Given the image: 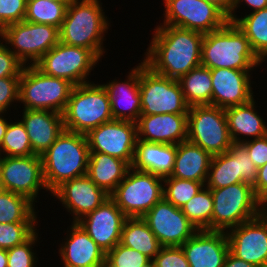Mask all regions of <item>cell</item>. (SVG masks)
Returning a JSON list of instances; mask_svg holds the SVG:
<instances>
[{
	"instance_id": "cell-19",
	"label": "cell",
	"mask_w": 267,
	"mask_h": 267,
	"mask_svg": "<svg viewBox=\"0 0 267 267\" xmlns=\"http://www.w3.org/2000/svg\"><path fill=\"white\" fill-rule=\"evenodd\" d=\"M51 196L59 199L63 207L72 213L73 222L81 220L110 197L87 175L63 182Z\"/></svg>"
},
{
	"instance_id": "cell-7",
	"label": "cell",
	"mask_w": 267,
	"mask_h": 267,
	"mask_svg": "<svg viewBox=\"0 0 267 267\" xmlns=\"http://www.w3.org/2000/svg\"><path fill=\"white\" fill-rule=\"evenodd\" d=\"M110 198L127 217H143L163 198V178L130 167Z\"/></svg>"
},
{
	"instance_id": "cell-40",
	"label": "cell",
	"mask_w": 267,
	"mask_h": 267,
	"mask_svg": "<svg viewBox=\"0 0 267 267\" xmlns=\"http://www.w3.org/2000/svg\"><path fill=\"white\" fill-rule=\"evenodd\" d=\"M150 260L139 251L120 243L106 254V261L113 267H140Z\"/></svg>"
},
{
	"instance_id": "cell-58",
	"label": "cell",
	"mask_w": 267,
	"mask_h": 267,
	"mask_svg": "<svg viewBox=\"0 0 267 267\" xmlns=\"http://www.w3.org/2000/svg\"><path fill=\"white\" fill-rule=\"evenodd\" d=\"M53 1H71V0H53Z\"/></svg>"
},
{
	"instance_id": "cell-13",
	"label": "cell",
	"mask_w": 267,
	"mask_h": 267,
	"mask_svg": "<svg viewBox=\"0 0 267 267\" xmlns=\"http://www.w3.org/2000/svg\"><path fill=\"white\" fill-rule=\"evenodd\" d=\"M163 25L197 31L203 34L220 29L228 17L214 4L204 0H164Z\"/></svg>"
},
{
	"instance_id": "cell-9",
	"label": "cell",
	"mask_w": 267,
	"mask_h": 267,
	"mask_svg": "<svg viewBox=\"0 0 267 267\" xmlns=\"http://www.w3.org/2000/svg\"><path fill=\"white\" fill-rule=\"evenodd\" d=\"M187 140L200 146L211 156L228 151L233 144L224 109L192 106L187 114Z\"/></svg>"
},
{
	"instance_id": "cell-34",
	"label": "cell",
	"mask_w": 267,
	"mask_h": 267,
	"mask_svg": "<svg viewBox=\"0 0 267 267\" xmlns=\"http://www.w3.org/2000/svg\"><path fill=\"white\" fill-rule=\"evenodd\" d=\"M237 183H241L238 160L229 151L212 156L205 185L209 189H217Z\"/></svg>"
},
{
	"instance_id": "cell-24",
	"label": "cell",
	"mask_w": 267,
	"mask_h": 267,
	"mask_svg": "<svg viewBox=\"0 0 267 267\" xmlns=\"http://www.w3.org/2000/svg\"><path fill=\"white\" fill-rule=\"evenodd\" d=\"M139 73L140 63L132 68L124 82L115 79L102 84L110 99L114 120L138 121L141 115Z\"/></svg>"
},
{
	"instance_id": "cell-56",
	"label": "cell",
	"mask_w": 267,
	"mask_h": 267,
	"mask_svg": "<svg viewBox=\"0 0 267 267\" xmlns=\"http://www.w3.org/2000/svg\"><path fill=\"white\" fill-rule=\"evenodd\" d=\"M100 267H113L107 261H105Z\"/></svg>"
},
{
	"instance_id": "cell-16",
	"label": "cell",
	"mask_w": 267,
	"mask_h": 267,
	"mask_svg": "<svg viewBox=\"0 0 267 267\" xmlns=\"http://www.w3.org/2000/svg\"><path fill=\"white\" fill-rule=\"evenodd\" d=\"M160 244L164 246H182L198 230L183 214L162 198L143 217Z\"/></svg>"
},
{
	"instance_id": "cell-44",
	"label": "cell",
	"mask_w": 267,
	"mask_h": 267,
	"mask_svg": "<svg viewBox=\"0 0 267 267\" xmlns=\"http://www.w3.org/2000/svg\"><path fill=\"white\" fill-rule=\"evenodd\" d=\"M156 267H190L181 246H164L153 259Z\"/></svg>"
},
{
	"instance_id": "cell-2",
	"label": "cell",
	"mask_w": 267,
	"mask_h": 267,
	"mask_svg": "<svg viewBox=\"0 0 267 267\" xmlns=\"http://www.w3.org/2000/svg\"><path fill=\"white\" fill-rule=\"evenodd\" d=\"M89 153L86 134L64 130L41 156L48 191L52 193L63 182L87 175Z\"/></svg>"
},
{
	"instance_id": "cell-32",
	"label": "cell",
	"mask_w": 267,
	"mask_h": 267,
	"mask_svg": "<svg viewBox=\"0 0 267 267\" xmlns=\"http://www.w3.org/2000/svg\"><path fill=\"white\" fill-rule=\"evenodd\" d=\"M27 197L7 190H0V223H36L37 215Z\"/></svg>"
},
{
	"instance_id": "cell-20",
	"label": "cell",
	"mask_w": 267,
	"mask_h": 267,
	"mask_svg": "<svg viewBox=\"0 0 267 267\" xmlns=\"http://www.w3.org/2000/svg\"><path fill=\"white\" fill-rule=\"evenodd\" d=\"M252 70L228 68L211 69L212 98L211 105L222 109L245 104L253 99L251 87Z\"/></svg>"
},
{
	"instance_id": "cell-50",
	"label": "cell",
	"mask_w": 267,
	"mask_h": 267,
	"mask_svg": "<svg viewBox=\"0 0 267 267\" xmlns=\"http://www.w3.org/2000/svg\"><path fill=\"white\" fill-rule=\"evenodd\" d=\"M223 267H255L253 264L238 259L231 252L228 253Z\"/></svg>"
},
{
	"instance_id": "cell-4",
	"label": "cell",
	"mask_w": 267,
	"mask_h": 267,
	"mask_svg": "<svg viewBox=\"0 0 267 267\" xmlns=\"http://www.w3.org/2000/svg\"><path fill=\"white\" fill-rule=\"evenodd\" d=\"M201 65L209 69L253 70L260 60L252 51L245 34L233 22L204 34Z\"/></svg>"
},
{
	"instance_id": "cell-28",
	"label": "cell",
	"mask_w": 267,
	"mask_h": 267,
	"mask_svg": "<svg viewBox=\"0 0 267 267\" xmlns=\"http://www.w3.org/2000/svg\"><path fill=\"white\" fill-rule=\"evenodd\" d=\"M255 108L253 98L245 104L224 109L229 135L233 143L241 144L247 141V139H241L239 135L256 139L267 134V125Z\"/></svg>"
},
{
	"instance_id": "cell-22",
	"label": "cell",
	"mask_w": 267,
	"mask_h": 267,
	"mask_svg": "<svg viewBox=\"0 0 267 267\" xmlns=\"http://www.w3.org/2000/svg\"><path fill=\"white\" fill-rule=\"evenodd\" d=\"M136 123L139 140L174 145L187 140V114L140 115Z\"/></svg>"
},
{
	"instance_id": "cell-33",
	"label": "cell",
	"mask_w": 267,
	"mask_h": 267,
	"mask_svg": "<svg viewBox=\"0 0 267 267\" xmlns=\"http://www.w3.org/2000/svg\"><path fill=\"white\" fill-rule=\"evenodd\" d=\"M233 23L245 34L252 51L260 60L267 53V8L236 17Z\"/></svg>"
},
{
	"instance_id": "cell-30",
	"label": "cell",
	"mask_w": 267,
	"mask_h": 267,
	"mask_svg": "<svg viewBox=\"0 0 267 267\" xmlns=\"http://www.w3.org/2000/svg\"><path fill=\"white\" fill-rule=\"evenodd\" d=\"M120 244L144 254L151 260L163 247L142 217H127Z\"/></svg>"
},
{
	"instance_id": "cell-37",
	"label": "cell",
	"mask_w": 267,
	"mask_h": 267,
	"mask_svg": "<svg viewBox=\"0 0 267 267\" xmlns=\"http://www.w3.org/2000/svg\"><path fill=\"white\" fill-rule=\"evenodd\" d=\"M1 155L8 157H27L35 155L32 151L27 131L19 120L9 122L0 147ZM5 153V154H4Z\"/></svg>"
},
{
	"instance_id": "cell-55",
	"label": "cell",
	"mask_w": 267,
	"mask_h": 267,
	"mask_svg": "<svg viewBox=\"0 0 267 267\" xmlns=\"http://www.w3.org/2000/svg\"><path fill=\"white\" fill-rule=\"evenodd\" d=\"M140 267H156V265H155L153 260H150L149 262H147L146 264H144Z\"/></svg>"
},
{
	"instance_id": "cell-47",
	"label": "cell",
	"mask_w": 267,
	"mask_h": 267,
	"mask_svg": "<svg viewBox=\"0 0 267 267\" xmlns=\"http://www.w3.org/2000/svg\"><path fill=\"white\" fill-rule=\"evenodd\" d=\"M241 144L247 150L257 169L267 163V134L256 139L247 140Z\"/></svg>"
},
{
	"instance_id": "cell-3",
	"label": "cell",
	"mask_w": 267,
	"mask_h": 267,
	"mask_svg": "<svg viewBox=\"0 0 267 267\" xmlns=\"http://www.w3.org/2000/svg\"><path fill=\"white\" fill-rule=\"evenodd\" d=\"M100 1H70L59 29L61 43L89 49L99 58L104 56V33H107L109 23Z\"/></svg>"
},
{
	"instance_id": "cell-48",
	"label": "cell",
	"mask_w": 267,
	"mask_h": 267,
	"mask_svg": "<svg viewBox=\"0 0 267 267\" xmlns=\"http://www.w3.org/2000/svg\"><path fill=\"white\" fill-rule=\"evenodd\" d=\"M243 1L244 3L246 2L245 4L248 5V7L250 6L252 8V12L267 8V0H235L232 12L228 17L229 22H234L236 20L237 15H235V10H237L239 4L241 5Z\"/></svg>"
},
{
	"instance_id": "cell-41",
	"label": "cell",
	"mask_w": 267,
	"mask_h": 267,
	"mask_svg": "<svg viewBox=\"0 0 267 267\" xmlns=\"http://www.w3.org/2000/svg\"><path fill=\"white\" fill-rule=\"evenodd\" d=\"M37 231L23 244L14 246L7 250L8 265L7 267H35L37 259L33 249L37 243ZM34 244V245H33Z\"/></svg>"
},
{
	"instance_id": "cell-5",
	"label": "cell",
	"mask_w": 267,
	"mask_h": 267,
	"mask_svg": "<svg viewBox=\"0 0 267 267\" xmlns=\"http://www.w3.org/2000/svg\"><path fill=\"white\" fill-rule=\"evenodd\" d=\"M62 117L65 130L82 134L114 120L107 91L94 82L73 87Z\"/></svg>"
},
{
	"instance_id": "cell-35",
	"label": "cell",
	"mask_w": 267,
	"mask_h": 267,
	"mask_svg": "<svg viewBox=\"0 0 267 267\" xmlns=\"http://www.w3.org/2000/svg\"><path fill=\"white\" fill-rule=\"evenodd\" d=\"M70 1L27 0L25 21L61 28Z\"/></svg>"
},
{
	"instance_id": "cell-12",
	"label": "cell",
	"mask_w": 267,
	"mask_h": 267,
	"mask_svg": "<svg viewBox=\"0 0 267 267\" xmlns=\"http://www.w3.org/2000/svg\"><path fill=\"white\" fill-rule=\"evenodd\" d=\"M100 58L91 50L59 42L35 66L44 74L68 80L74 86L86 80Z\"/></svg>"
},
{
	"instance_id": "cell-21",
	"label": "cell",
	"mask_w": 267,
	"mask_h": 267,
	"mask_svg": "<svg viewBox=\"0 0 267 267\" xmlns=\"http://www.w3.org/2000/svg\"><path fill=\"white\" fill-rule=\"evenodd\" d=\"M181 247L190 267H223L230 252L223 231L198 230Z\"/></svg>"
},
{
	"instance_id": "cell-38",
	"label": "cell",
	"mask_w": 267,
	"mask_h": 267,
	"mask_svg": "<svg viewBox=\"0 0 267 267\" xmlns=\"http://www.w3.org/2000/svg\"><path fill=\"white\" fill-rule=\"evenodd\" d=\"M163 184V198L177 208H182L205 186L202 182L171 176L163 178Z\"/></svg>"
},
{
	"instance_id": "cell-45",
	"label": "cell",
	"mask_w": 267,
	"mask_h": 267,
	"mask_svg": "<svg viewBox=\"0 0 267 267\" xmlns=\"http://www.w3.org/2000/svg\"><path fill=\"white\" fill-rule=\"evenodd\" d=\"M0 39V78L20 77L24 64L13 54Z\"/></svg>"
},
{
	"instance_id": "cell-23",
	"label": "cell",
	"mask_w": 267,
	"mask_h": 267,
	"mask_svg": "<svg viewBox=\"0 0 267 267\" xmlns=\"http://www.w3.org/2000/svg\"><path fill=\"white\" fill-rule=\"evenodd\" d=\"M70 226L59 249L63 267H100L106 261V253L77 222Z\"/></svg>"
},
{
	"instance_id": "cell-25",
	"label": "cell",
	"mask_w": 267,
	"mask_h": 267,
	"mask_svg": "<svg viewBox=\"0 0 267 267\" xmlns=\"http://www.w3.org/2000/svg\"><path fill=\"white\" fill-rule=\"evenodd\" d=\"M21 122L30 139L32 151L42 156L65 130L61 113L23 109Z\"/></svg>"
},
{
	"instance_id": "cell-39",
	"label": "cell",
	"mask_w": 267,
	"mask_h": 267,
	"mask_svg": "<svg viewBox=\"0 0 267 267\" xmlns=\"http://www.w3.org/2000/svg\"><path fill=\"white\" fill-rule=\"evenodd\" d=\"M36 223H0V249H10L23 244L37 229Z\"/></svg>"
},
{
	"instance_id": "cell-1",
	"label": "cell",
	"mask_w": 267,
	"mask_h": 267,
	"mask_svg": "<svg viewBox=\"0 0 267 267\" xmlns=\"http://www.w3.org/2000/svg\"><path fill=\"white\" fill-rule=\"evenodd\" d=\"M154 31L143 60L154 73L179 80L201 65L203 33L161 23Z\"/></svg>"
},
{
	"instance_id": "cell-17",
	"label": "cell",
	"mask_w": 267,
	"mask_h": 267,
	"mask_svg": "<svg viewBox=\"0 0 267 267\" xmlns=\"http://www.w3.org/2000/svg\"><path fill=\"white\" fill-rule=\"evenodd\" d=\"M230 252L255 267L267 265V221L256 216L226 232Z\"/></svg>"
},
{
	"instance_id": "cell-27",
	"label": "cell",
	"mask_w": 267,
	"mask_h": 267,
	"mask_svg": "<svg viewBox=\"0 0 267 267\" xmlns=\"http://www.w3.org/2000/svg\"><path fill=\"white\" fill-rule=\"evenodd\" d=\"M212 156L200 146L186 140L177 144L171 177L206 184Z\"/></svg>"
},
{
	"instance_id": "cell-54",
	"label": "cell",
	"mask_w": 267,
	"mask_h": 267,
	"mask_svg": "<svg viewBox=\"0 0 267 267\" xmlns=\"http://www.w3.org/2000/svg\"><path fill=\"white\" fill-rule=\"evenodd\" d=\"M8 255L6 249H0V267H7Z\"/></svg>"
},
{
	"instance_id": "cell-29",
	"label": "cell",
	"mask_w": 267,
	"mask_h": 267,
	"mask_svg": "<svg viewBox=\"0 0 267 267\" xmlns=\"http://www.w3.org/2000/svg\"><path fill=\"white\" fill-rule=\"evenodd\" d=\"M130 167L120 158L100 152H90L87 176L110 195L125 178Z\"/></svg>"
},
{
	"instance_id": "cell-6",
	"label": "cell",
	"mask_w": 267,
	"mask_h": 267,
	"mask_svg": "<svg viewBox=\"0 0 267 267\" xmlns=\"http://www.w3.org/2000/svg\"><path fill=\"white\" fill-rule=\"evenodd\" d=\"M74 85L44 74L35 65L24 66L19 78L18 102L24 109L63 113Z\"/></svg>"
},
{
	"instance_id": "cell-57",
	"label": "cell",
	"mask_w": 267,
	"mask_h": 267,
	"mask_svg": "<svg viewBox=\"0 0 267 267\" xmlns=\"http://www.w3.org/2000/svg\"><path fill=\"white\" fill-rule=\"evenodd\" d=\"M267 53L260 59V64H262L267 58Z\"/></svg>"
},
{
	"instance_id": "cell-8",
	"label": "cell",
	"mask_w": 267,
	"mask_h": 267,
	"mask_svg": "<svg viewBox=\"0 0 267 267\" xmlns=\"http://www.w3.org/2000/svg\"><path fill=\"white\" fill-rule=\"evenodd\" d=\"M210 190L214 202L212 231L227 232L257 216L258 198L250 184L241 182Z\"/></svg>"
},
{
	"instance_id": "cell-51",
	"label": "cell",
	"mask_w": 267,
	"mask_h": 267,
	"mask_svg": "<svg viewBox=\"0 0 267 267\" xmlns=\"http://www.w3.org/2000/svg\"><path fill=\"white\" fill-rule=\"evenodd\" d=\"M209 3L214 4L217 8H219L227 17L230 16L233 4L235 0H204Z\"/></svg>"
},
{
	"instance_id": "cell-31",
	"label": "cell",
	"mask_w": 267,
	"mask_h": 267,
	"mask_svg": "<svg viewBox=\"0 0 267 267\" xmlns=\"http://www.w3.org/2000/svg\"><path fill=\"white\" fill-rule=\"evenodd\" d=\"M178 81L189 107L211 105V69L200 65L183 75Z\"/></svg>"
},
{
	"instance_id": "cell-14",
	"label": "cell",
	"mask_w": 267,
	"mask_h": 267,
	"mask_svg": "<svg viewBox=\"0 0 267 267\" xmlns=\"http://www.w3.org/2000/svg\"><path fill=\"white\" fill-rule=\"evenodd\" d=\"M0 186L35 201L39 190L48 191L44 177L42 158L39 155L27 157L2 156L0 160Z\"/></svg>"
},
{
	"instance_id": "cell-49",
	"label": "cell",
	"mask_w": 267,
	"mask_h": 267,
	"mask_svg": "<svg viewBox=\"0 0 267 267\" xmlns=\"http://www.w3.org/2000/svg\"><path fill=\"white\" fill-rule=\"evenodd\" d=\"M267 190V163L257 169V178L253 186L255 196L258 198Z\"/></svg>"
},
{
	"instance_id": "cell-26",
	"label": "cell",
	"mask_w": 267,
	"mask_h": 267,
	"mask_svg": "<svg viewBox=\"0 0 267 267\" xmlns=\"http://www.w3.org/2000/svg\"><path fill=\"white\" fill-rule=\"evenodd\" d=\"M176 153L177 145L137 139L131 167L165 178L173 172Z\"/></svg>"
},
{
	"instance_id": "cell-53",
	"label": "cell",
	"mask_w": 267,
	"mask_h": 267,
	"mask_svg": "<svg viewBox=\"0 0 267 267\" xmlns=\"http://www.w3.org/2000/svg\"><path fill=\"white\" fill-rule=\"evenodd\" d=\"M4 112H0V147H1V143L3 141V137L6 133L7 127L9 125V121H7L4 116H3Z\"/></svg>"
},
{
	"instance_id": "cell-10",
	"label": "cell",
	"mask_w": 267,
	"mask_h": 267,
	"mask_svg": "<svg viewBox=\"0 0 267 267\" xmlns=\"http://www.w3.org/2000/svg\"><path fill=\"white\" fill-rule=\"evenodd\" d=\"M139 89L141 115L188 114L189 106L184 99L179 81L154 73L142 61Z\"/></svg>"
},
{
	"instance_id": "cell-18",
	"label": "cell",
	"mask_w": 267,
	"mask_h": 267,
	"mask_svg": "<svg viewBox=\"0 0 267 267\" xmlns=\"http://www.w3.org/2000/svg\"><path fill=\"white\" fill-rule=\"evenodd\" d=\"M127 216L109 197L104 203L77 223L107 254L120 243L121 232Z\"/></svg>"
},
{
	"instance_id": "cell-52",
	"label": "cell",
	"mask_w": 267,
	"mask_h": 267,
	"mask_svg": "<svg viewBox=\"0 0 267 267\" xmlns=\"http://www.w3.org/2000/svg\"><path fill=\"white\" fill-rule=\"evenodd\" d=\"M257 216L267 221V190L258 197Z\"/></svg>"
},
{
	"instance_id": "cell-36",
	"label": "cell",
	"mask_w": 267,
	"mask_h": 267,
	"mask_svg": "<svg viewBox=\"0 0 267 267\" xmlns=\"http://www.w3.org/2000/svg\"><path fill=\"white\" fill-rule=\"evenodd\" d=\"M213 203L211 190L205 185L181 210L197 230H212Z\"/></svg>"
},
{
	"instance_id": "cell-15",
	"label": "cell",
	"mask_w": 267,
	"mask_h": 267,
	"mask_svg": "<svg viewBox=\"0 0 267 267\" xmlns=\"http://www.w3.org/2000/svg\"><path fill=\"white\" fill-rule=\"evenodd\" d=\"M86 137L90 152L120 158L131 166L138 139L136 122L112 120L91 129Z\"/></svg>"
},
{
	"instance_id": "cell-42",
	"label": "cell",
	"mask_w": 267,
	"mask_h": 267,
	"mask_svg": "<svg viewBox=\"0 0 267 267\" xmlns=\"http://www.w3.org/2000/svg\"><path fill=\"white\" fill-rule=\"evenodd\" d=\"M228 151L238 160L239 180L253 187L257 178V167L245 147L242 144L233 143Z\"/></svg>"
},
{
	"instance_id": "cell-46",
	"label": "cell",
	"mask_w": 267,
	"mask_h": 267,
	"mask_svg": "<svg viewBox=\"0 0 267 267\" xmlns=\"http://www.w3.org/2000/svg\"><path fill=\"white\" fill-rule=\"evenodd\" d=\"M20 77L0 78V112H5L15 101L18 102ZM13 102V103H12Z\"/></svg>"
},
{
	"instance_id": "cell-43",
	"label": "cell",
	"mask_w": 267,
	"mask_h": 267,
	"mask_svg": "<svg viewBox=\"0 0 267 267\" xmlns=\"http://www.w3.org/2000/svg\"><path fill=\"white\" fill-rule=\"evenodd\" d=\"M27 0H0V31L7 25L24 21Z\"/></svg>"
},
{
	"instance_id": "cell-11",
	"label": "cell",
	"mask_w": 267,
	"mask_h": 267,
	"mask_svg": "<svg viewBox=\"0 0 267 267\" xmlns=\"http://www.w3.org/2000/svg\"><path fill=\"white\" fill-rule=\"evenodd\" d=\"M0 37L6 45H11L10 50L25 66L29 60V65H35L60 42L59 28L25 20L5 26L0 31Z\"/></svg>"
}]
</instances>
